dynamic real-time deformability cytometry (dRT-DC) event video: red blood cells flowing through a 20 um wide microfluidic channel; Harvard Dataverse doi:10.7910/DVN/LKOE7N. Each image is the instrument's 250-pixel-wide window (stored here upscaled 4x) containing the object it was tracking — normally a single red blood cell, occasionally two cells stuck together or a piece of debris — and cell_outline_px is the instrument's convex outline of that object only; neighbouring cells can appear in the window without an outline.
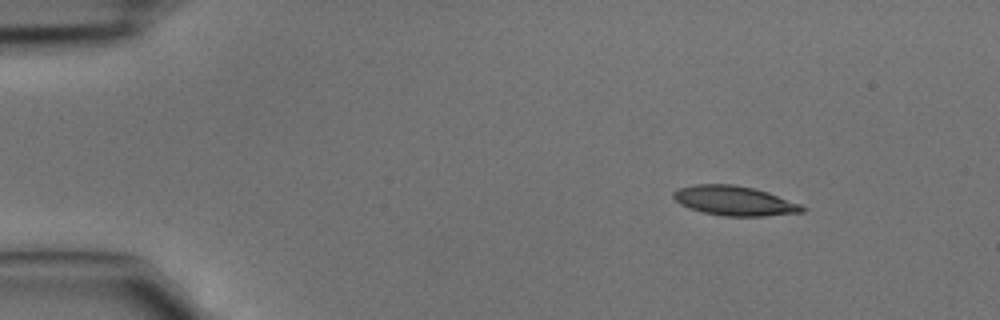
{"species": "common noctule bat (a hibernating species)", "species_latin": "Nyctalus noctula", "temperature_condition": "cold", "stored_images_in_passage": 3, "camera_frame_rate_fps": 3000, "um_per_image_px": 0.085, "animal": {"sex": "male", "body_mass_g": 15.6}, "frame": {"image": 1, "passage_image": 1, "time_ms": 0.0, "image_size_px": [1000, 320], "cell_outline_px": [[808, 208], [804, 212], [764, 216], [724, 216], [704, 212], [680, 204], [672, 196], [672, 192], [676, 188], [696, 184], [732, 184], [752, 188], [768, 192], [800, 204]], "centroid_in_image_um": [62.43, 17.06], "position_along_channel_um": 22.6, "area_um2": 22.14}}
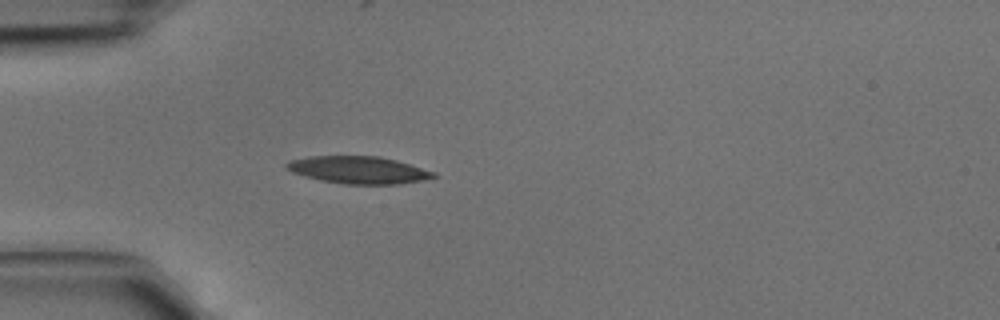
{"frame": {"image": 2, "passage_image": 3, "time_ms": 0.667, "image_size_px": [1000, 320], "cell_outline_px": [[436, 176], [424, 180], [400, 184], [344, 184], [320, 180], [304, 176], [292, 172], [284, 168], [284, 164], [288, 160], [308, 156], [380, 156], [396, 160], [436, 172]], "centroid_in_image_um": [30.43, 14.44], "position_along_channel_um": 54.6, "area_um2": 23.58}}